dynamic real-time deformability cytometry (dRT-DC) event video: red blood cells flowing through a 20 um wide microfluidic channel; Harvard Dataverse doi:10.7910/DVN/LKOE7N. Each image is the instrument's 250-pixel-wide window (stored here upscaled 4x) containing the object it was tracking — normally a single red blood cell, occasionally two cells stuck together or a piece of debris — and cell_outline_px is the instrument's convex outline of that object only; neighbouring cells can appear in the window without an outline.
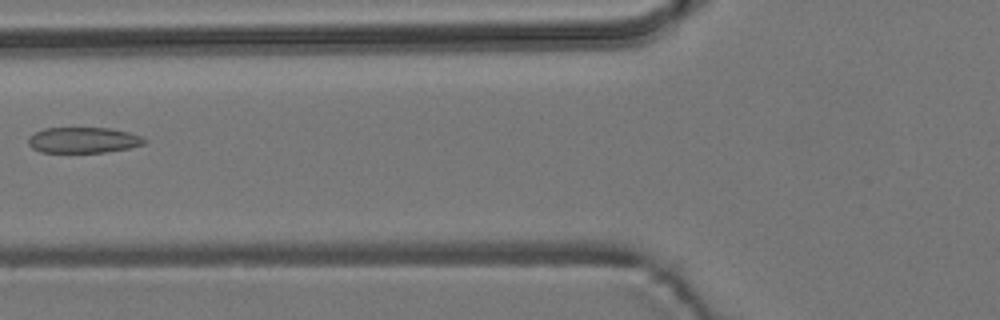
{"species": "common noctule bat (a hibernating species)", "species_latin": "Nyctalus noctula", "temperature_condition": "room temperature", "stored_images_in_passage": 6, "camera_frame_rate_fps": 3000, "um_per_image_px": 0.085, "animal": {"sex": "male", "body_mass_g": 19.2, "forearm_length_mm": 51.8}, "frame": {"image": 1, "passage_image": 6, "time_ms": 6.667, "image_size_px": [1000, 320], "cell_outline_px": [[148, 140], [144, 144], [128, 148], [104, 152], [40, 152], [32, 148], [28, 144], [28, 136], [44, 128], [112, 128], [144, 136]], "centroid_in_image_um": [7.1, 11.9], "position_along_channel_um": 118.7, "area_um2": 17.51}}